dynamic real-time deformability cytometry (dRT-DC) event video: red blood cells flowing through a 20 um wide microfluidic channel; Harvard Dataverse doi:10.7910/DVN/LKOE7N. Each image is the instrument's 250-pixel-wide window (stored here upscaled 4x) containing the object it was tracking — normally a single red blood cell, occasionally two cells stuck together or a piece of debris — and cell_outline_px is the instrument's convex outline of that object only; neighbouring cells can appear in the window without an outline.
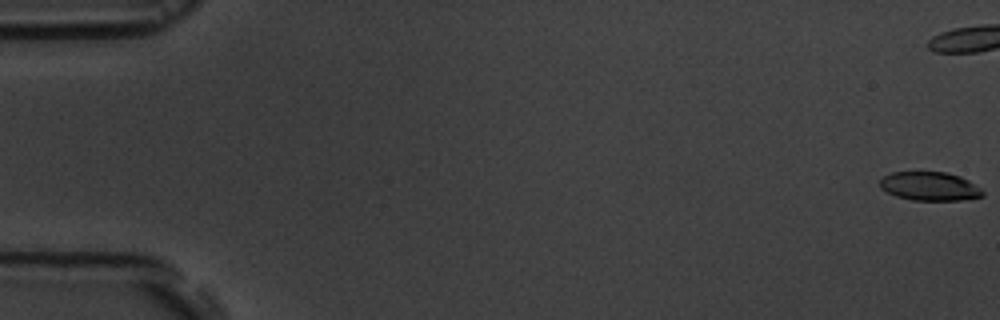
{"species": "common noctule bat (a hibernating species)", "species_latin": "Nyctalus noctula", "temperature_condition": "room temperature", "stored_images_in_passage": 7, "camera_frame_rate_fps": 3000, "um_per_image_px": 0.085, "animal": {"sex": "male", "body_mass_g": 19.5, "forearm_length_mm": 54.6}, "frame": {"image": 1, "passage_image": 1, "time_ms": 0.0, "image_size_px": [1000, 320], "cell_outline_px": [[984, 196], [960, 200], [912, 200], [896, 196], [880, 188], [880, 180], [884, 176], [892, 172], [944, 172], [960, 176], [968, 180], [980, 188], [984, 192]], "centroid_in_image_um": [79.03, 15.83], "position_along_channel_um": 6.0, "area_um2": 17.11}}